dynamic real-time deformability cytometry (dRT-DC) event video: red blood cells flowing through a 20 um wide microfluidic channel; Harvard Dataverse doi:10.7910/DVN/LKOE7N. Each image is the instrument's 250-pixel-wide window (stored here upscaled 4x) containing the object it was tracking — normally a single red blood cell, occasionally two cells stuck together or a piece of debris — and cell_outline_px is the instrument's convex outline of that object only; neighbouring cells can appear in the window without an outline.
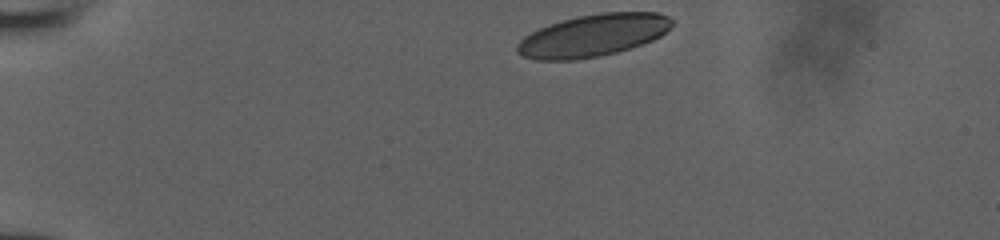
{"species": "human", "species_latin": "Homo sapiens", "temperature_condition": "room temperature", "stored_images_in_passage": 34, "camera_frame_rate_fps": 3000, "um_per_image_px": 0.085, "donor": {"sex": "male"}, "frame": {"image": 1, "passage_image": 1, "time_ms": 0.0, "image_size_px": [1000, 240], "cell_outline_px": [[672, 24], [660, 36], [652, 40], [616, 52], [596, 56], [572, 60], [536, 60], [524, 56], [516, 52], [516, 44], [524, 36], [540, 28], [576, 16], [600, 12], [656, 12], [668, 16], [672, 20]], "centroid_in_image_um": [50.38, 3.0], "position_along_channel_um": 34.6, "area_um2": 37.63}}
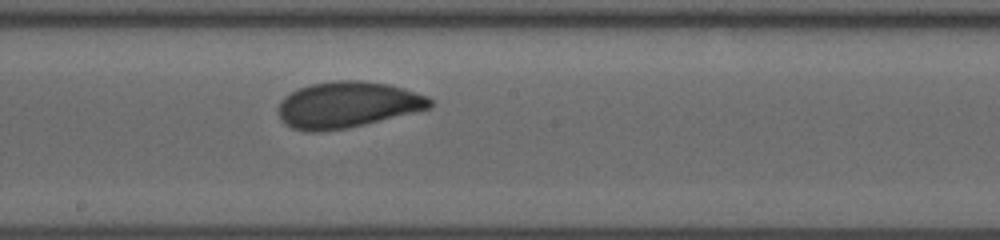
{"frame": {"image": 2, "passage_image": 20, "time_ms": 6.333, "image_size_px": [1000, 240], "cell_outline_px": [[432, 108], [348, 128], [320, 132], [308, 132], [292, 128], [284, 124], [280, 120], [276, 108], [280, 100], [284, 96], [300, 88], [312, 84], [336, 80], [360, 80], [388, 84], [404, 88], [428, 96], [432, 100]], "centroid_in_image_um": [29.5, 8.91], "position_along_channel_um": 218.7, "area_um2": 41.15}}
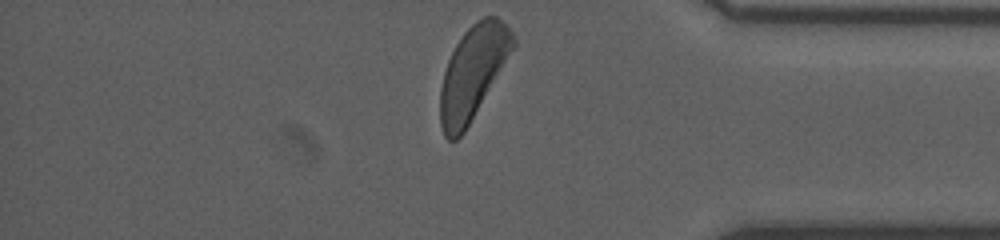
{"frame": {"image": 3, "passage_image": 34, "time_ms": 11.0, "image_size_px": [1000, 240], "cell_outline_px": [[516, 44], [464, 132], [456, 140], [448, 140], [444, 136], [440, 124], [440, 88], [444, 72], [448, 60], [456, 44], [464, 32], [476, 20], [484, 16], [496, 16], [512, 32], [516, 40]], "centroid_in_image_um": [40.17, 6.16], "position_along_channel_um": 395.0, "area_um2": 38.84}}